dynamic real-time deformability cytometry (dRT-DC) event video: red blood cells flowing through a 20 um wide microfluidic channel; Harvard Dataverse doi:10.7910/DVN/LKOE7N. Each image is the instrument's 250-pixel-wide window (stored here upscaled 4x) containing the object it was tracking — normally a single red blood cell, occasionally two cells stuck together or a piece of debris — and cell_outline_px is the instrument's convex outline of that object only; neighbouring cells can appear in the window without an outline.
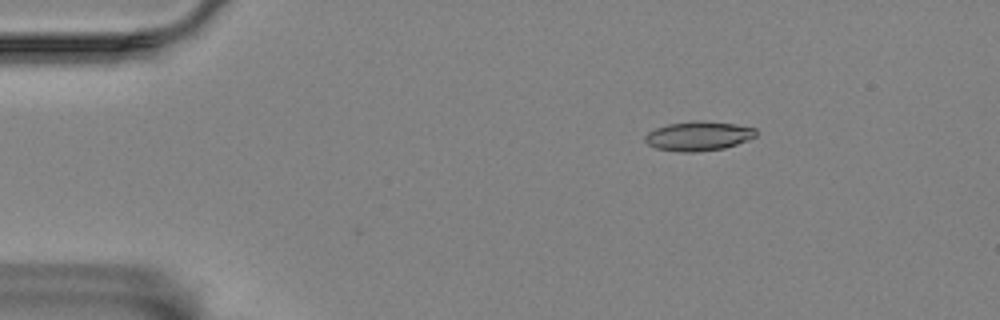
{"species": "Egyptian fruit bat (a non-hibernating species)", "species_latin": "Rousettus aegyptiacus", "temperature_condition": "room temperature", "stored_images_in_passage": 5, "camera_frame_rate_fps": 3000, "um_per_image_px": 0.085, "animal": {"sex": "female"}, "frame": {"image": 1, "passage_image": 2, "time_ms": 0.333, "image_size_px": [1000, 320], "cell_outline_px": [[756, 136], [748, 140], [724, 148], [696, 152], [680, 152], [656, 148], [648, 144], [644, 140], [644, 136], [648, 132], [656, 128], [668, 124], [736, 124], [756, 128]], "centroid_in_image_um": [59.35, 11.62], "position_along_channel_um": 25.6, "area_um2": 17.98}}